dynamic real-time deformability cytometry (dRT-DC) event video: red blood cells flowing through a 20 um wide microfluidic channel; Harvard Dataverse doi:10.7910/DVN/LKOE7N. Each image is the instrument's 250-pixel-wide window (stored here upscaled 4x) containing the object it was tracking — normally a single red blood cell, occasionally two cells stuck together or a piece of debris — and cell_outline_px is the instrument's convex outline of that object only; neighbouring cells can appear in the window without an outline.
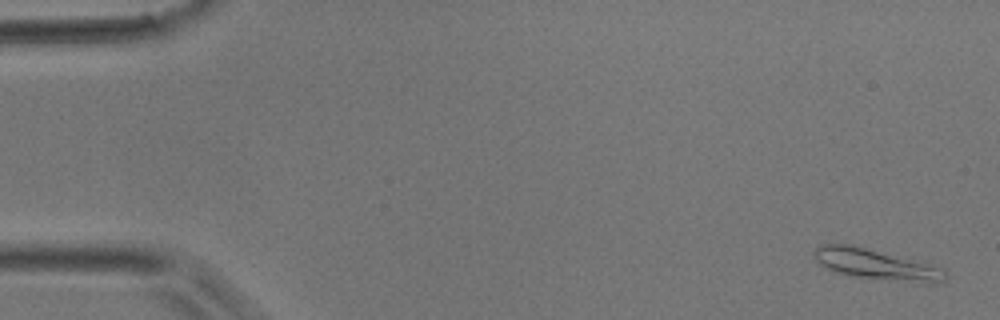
{"species": "common noctule bat (a hibernating species)", "species_latin": "Nyctalus noctula", "temperature_condition": "room temperature", "stored_images_in_passage": 4, "camera_frame_rate_fps": 3000, "um_per_image_px": 0.085, "animal": {"sex": "male", "body_mass_g": 17.9}, "frame": {"image": 1, "passage_image": 1, "time_ms": 0.0, "image_size_px": [1000, 320], "cell_outline_px": [[948, 276], [940, 284], [916, 284], [848, 276], [836, 272], [820, 264], [816, 260], [816, 248], [824, 244], [852, 244], [916, 260], [944, 268]], "centroid_in_image_um": [74.6, 22.52], "position_along_channel_um": 10.4, "area_um2": 23.93}}